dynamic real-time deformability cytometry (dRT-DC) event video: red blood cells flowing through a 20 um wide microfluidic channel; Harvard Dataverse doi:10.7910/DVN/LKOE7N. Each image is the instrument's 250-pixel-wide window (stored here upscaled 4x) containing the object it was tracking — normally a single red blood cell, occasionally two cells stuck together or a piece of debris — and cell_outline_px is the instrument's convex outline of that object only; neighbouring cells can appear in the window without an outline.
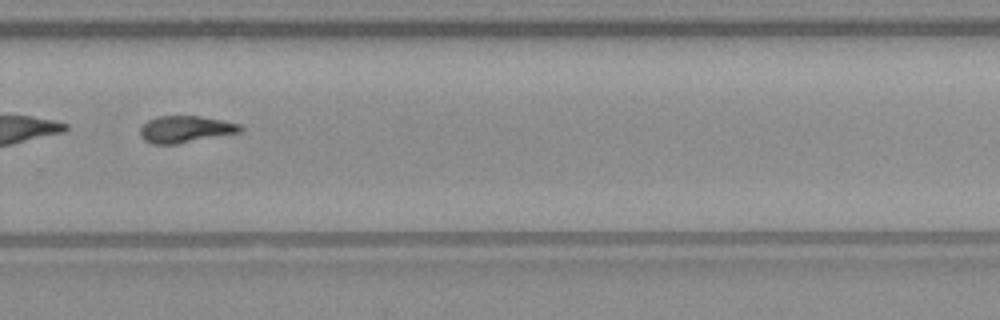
{"species": "common noctule bat (a hibernating species)", "species_latin": "Nyctalus noctula", "temperature_condition": "warm", "stored_images_in_passage": 52, "segment_of_instrument_passage": [2, 2], "camera_frame_rate_fps": 3000, "um_per_image_px": 0.085, "animal": {"sex": "male", "body_mass_g": 23.1, "forearm_length_mm": 52.7}, "frame": {"image": 1, "passage_image": 36, "time_ms": 11.667, "image_size_px": [1000, 320], "cell_outline_px": [[244, 128], [240, 132], [176, 144], [152, 144], [144, 140], [140, 136], [140, 128], [148, 120], [156, 116], [200, 116], [240, 124]], "centroid_in_image_um": [15.73, 10.98], "position_along_channel_um": 314.1, "area_um2": 15.55}}